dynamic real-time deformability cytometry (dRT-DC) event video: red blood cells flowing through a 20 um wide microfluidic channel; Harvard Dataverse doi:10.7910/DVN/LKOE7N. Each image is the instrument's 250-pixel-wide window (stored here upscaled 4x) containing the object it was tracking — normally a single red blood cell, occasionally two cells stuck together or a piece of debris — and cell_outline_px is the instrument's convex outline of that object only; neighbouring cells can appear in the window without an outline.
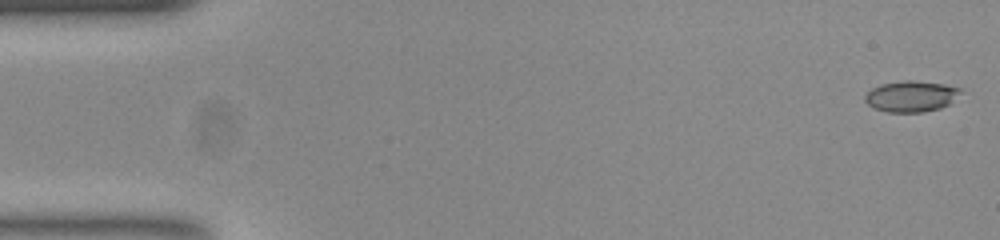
{"species": "common noctule bat (a hibernating species)", "species_latin": "Nyctalus noctula", "temperature_condition": "room temperature", "stored_images_in_passage": 52, "camera_frame_rate_fps": 3000, "um_per_image_px": 0.085, "animal": {"sex": "female", "body_mass_g": 23.0, "forearm_length_mm": 53.4}, "frame": {"image": 1, "passage_image": 1, "time_ms": 0.0, "image_size_px": [1000, 240], "cell_outline_px": [[960, 92], [948, 104], [940, 108], [924, 112], [888, 112], [876, 108], [868, 104], [864, 100], [864, 96], [872, 88], [880, 84], [904, 80], [912, 80], [944, 84], [960, 88]], "centroid_in_image_um": [77.41, 8.18], "position_along_channel_um": 7.6, "area_um2": 17.05}}
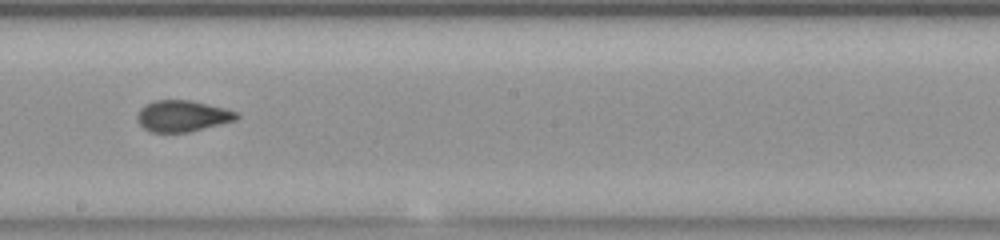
{"frame": {"image": 2, "passage_image": 29, "time_ms": 9.333, "image_size_px": [1000, 240], "cell_outline_px": [[240, 116], [236, 120], [188, 132], [152, 132], [144, 128], [140, 124], [136, 116], [140, 108], [144, 104], [156, 100], [192, 100], [224, 108], [236, 112]], "centroid_in_image_um": [15.49, 9.85], "position_along_channel_um": 232.7, "area_um2": 18.03}}
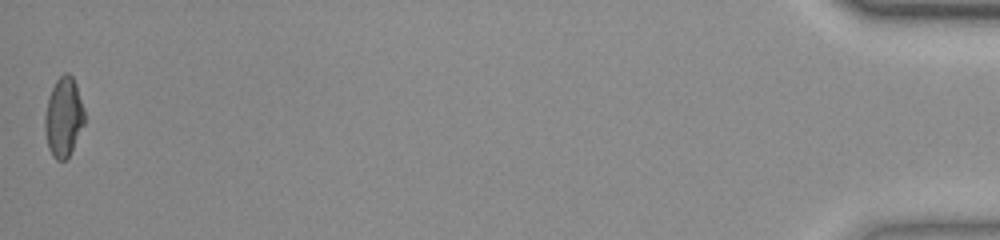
{"frame": {"image": 3, "passage_image": 52, "time_ms": 17.0, "image_size_px": [1000, 240], "cell_outline_px": [[84, 124], [68, 156], [64, 160], [56, 160], [52, 156], [48, 148], [44, 128], [44, 116], [48, 96], [56, 80], [64, 72], [68, 72], [72, 76], [76, 84], [84, 108]], "centroid_in_image_um": [5.38, 9.93], "position_along_channel_um": 429.8, "area_um2": 18.32}, "authors_computed_cell_mechanics": {"area_um2": 18.0625, "velocity_mm_per_s": 3.9012, "shape_relaxation_time_tau1_ms": 8.3398, "shape_relaxation_time_tau2_ms": 1.2435, "deformation_change_tau1": 0.1877, "deformation_change_tau2": 0.0707}}